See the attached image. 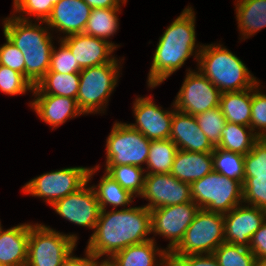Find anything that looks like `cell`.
Segmentation results:
<instances>
[{"instance_id": "obj_1", "label": "cell", "mask_w": 266, "mask_h": 266, "mask_svg": "<svg viewBox=\"0 0 266 266\" xmlns=\"http://www.w3.org/2000/svg\"><path fill=\"white\" fill-rule=\"evenodd\" d=\"M150 209L144 205L100 210L98 221L86 249L97 260L105 256L108 260L114 253L130 245L153 239Z\"/></svg>"}, {"instance_id": "obj_2", "label": "cell", "mask_w": 266, "mask_h": 266, "mask_svg": "<svg viewBox=\"0 0 266 266\" xmlns=\"http://www.w3.org/2000/svg\"><path fill=\"white\" fill-rule=\"evenodd\" d=\"M199 45L196 44L195 11L187 6L159 38L147 77L148 88L152 89L163 83L190 56L195 54L194 58L198 62L203 46Z\"/></svg>"}, {"instance_id": "obj_3", "label": "cell", "mask_w": 266, "mask_h": 266, "mask_svg": "<svg viewBox=\"0 0 266 266\" xmlns=\"http://www.w3.org/2000/svg\"><path fill=\"white\" fill-rule=\"evenodd\" d=\"M32 21L21 20L14 15L4 18L3 33L24 55L25 77L36 86L49 70L54 42L45 21H38V24ZM42 23L45 27H41Z\"/></svg>"}, {"instance_id": "obj_4", "label": "cell", "mask_w": 266, "mask_h": 266, "mask_svg": "<svg viewBox=\"0 0 266 266\" xmlns=\"http://www.w3.org/2000/svg\"><path fill=\"white\" fill-rule=\"evenodd\" d=\"M197 65L221 93L250 89L259 82L242 60L220 44L203 45Z\"/></svg>"}, {"instance_id": "obj_5", "label": "cell", "mask_w": 266, "mask_h": 266, "mask_svg": "<svg viewBox=\"0 0 266 266\" xmlns=\"http://www.w3.org/2000/svg\"><path fill=\"white\" fill-rule=\"evenodd\" d=\"M120 63L113 62L82 69L77 104L83 114L104 113L108 98L117 86ZM103 111V112H102Z\"/></svg>"}, {"instance_id": "obj_6", "label": "cell", "mask_w": 266, "mask_h": 266, "mask_svg": "<svg viewBox=\"0 0 266 266\" xmlns=\"http://www.w3.org/2000/svg\"><path fill=\"white\" fill-rule=\"evenodd\" d=\"M192 201L201 209L226 214L243 203V185L212 171L190 184Z\"/></svg>"}, {"instance_id": "obj_7", "label": "cell", "mask_w": 266, "mask_h": 266, "mask_svg": "<svg viewBox=\"0 0 266 266\" xmlns=\"http://www.w3.org/2000/svg\"><path fill=\"white\" fill-rule=\"evenodd\" d=\"M76 234H64L44 224H30L26 266H59L76 248Z\"/></svg>"}, {"instance_id": "obj_8", "label": "cell", "mask_w": 266, "mask_h": 266, "mask_svg": "<svg viewBox=\"0 0 266 266\" xmlns=\"http://www.w3.org/2000/svg\"><path fill=\"white\" fill-rule=\"evenodd\" d=\"M224 242L223 214L200 208L169 256L212 254Z\"/></svg>"}, {"instance_id": "obj_9", "label": "cell", "mask_w": 266, "mask_h": 266, "mask_svg": "<svg viewBox=\"0 0 266 266\" xmlns=\"http://www.w3.org/2000/svg\"><path fill=\"white\" fill-rule=\"evenodd\" d=\"M151 140L127 123L115 122L106 139L105 166L146 164Z\"/></svg>"}, {"instance_id": "obj_10", "label": "cell", "mask_w": 266, "mask_h": 266, "mask_svg": "<svg viewBox=\"0 0 266 266\" xmlns=\"http://www.w3.org/2000/svg\"><path fill=\"white\" fill-rule=\"evenodd\" d=\"M87 167H68L43 173L31 179L23 187L25 194L43 198L50 206L67 195L76 192L89 181Z\"/></svg>"}, {"instance_id": "obj_11", "label": "cell", "mask_w": 266, "mask_h": 266, "mask_svg": "<svg viewBox=\"0 0 266 266\" xmlns=\"http://www.w3.org/2000/svg\"><path fill=\"white\" fill-rule=\"evenodd\" d=\"M184 82L175 97V109L190 115H198L220 107V90L200 71L187 69Z\"/></svg>"}, {"instance_id": "obj_12", "label": "cell", "mask_w": 266, "mask_h": 266, "mask_svg": "<svg viewBox=\"0 0 266 266\" xmlns=\"http://www.w3.org/2000/svg\"><path fill=\"white\" fill-rule=\"evenodd\" d=\"M100 166L89 169V181L74 193L56 201L51 208L62 218L78 226L95 229L98 221L100 207L93 187H89L92 176Z\"/></svg>"}, {"instance_id": "obj_13", "label": "cell", "mask_w": 266, "mask_h": 266, "mask_svg": "<svg viewBox=\"0 0 266 266\" xmlns=\"http://www.w3.org/2000/svg\"><path fill=\"white\" fill-rule=\"evenodd\" d=\"M200 208L193 201L150 210L152 234L169 240L170 253L182 240Z\"/></svg>"}, {"instance_id": "obj_14", "label": "cell", "mask_w": 266, "mask_h": 266, "mask_svg": "<svg viewBox=\"0 0 266 266\" xmlns=\"http://www.w3.org/2000/svg\"><path fill=\"white\" fill-rule=\"evenodd\" d=\"M140 197L149 201L144 206L150 210L192 201L190 183L182 182L170 173L146 174Z\"/></svg>"}, {"instance_id": "obj_15", "label": "cell", "mask_w": 266, "mask_h": 266, "mask_svg": "<svg viewBox=\"0 0 266 266\" xmlns=\"http://www.w3.org/2000/svg\"><path fill=\"white\" fill-rule=\"evenodd\" d=\"M136 123L129 125L149 140L169 139L173 110H164L154 103L152 96L137 97L133 103Z\"/></svg>"}, {"instance_id": "obj_16", "label": "cell", "mask_w": 266, "mask_h": 266, "mask_svg": "<svg viewBox=\"0 0 266 266\" xmlns=\"http://www.w3.org/2000/svg\"><path fill=\"white\" fill-rule=\"evenodd\" d=\"M244 205L240 204L223 215L224 237L226 243L249 248L253 234L266 220V211Z\"/></svg>"}, {"instance_id": "obj_17", "label": "cell", "mask_w": 266, "mask_h": 266, "mask_svg": "<svg viewBox=\"0 0 266 266\" xmlns=\"http://www.w3.org/2000/svg\"><path fill=\"white\" fill-rule=\"evenodd\" d=\"M71 51L81 69L113 62L112 54L118 45L112 41L88 35L86 33L72 34L60 39Z\"/></svg>"}, {"instance_id": "obj_18", "label": "cell", "mask_w": 266, "mask_h": 266, "mask_svg": "<svg viewBox=\"0 0 266 266\" xmlns=\"http://www.w3.org/2000/svg\"><path fill=\"white\" fill-rule=\"evenodd\" d=\"M169 139L178 149L191 152H213L215 147L199 128L195 116L175 109Z\"/></svg>"}, {"instance_id": "obj_19", "label": "cell", "mask_w": 266, "mask_h": 266, "mask_svg": "<svg viewBox=\"0 0 266 266\" xmlns=\"http://www.w3.org/2000/svg\"><path fill=\"white\" fill-rule=\"evenodd\" d=\"M91 10L83 0H59L45 23L51 31L65 34L63 37L84 33Z\"/></svg>"}, {"instance_id": "obj_20", "label": "cell", "mask_w": 266, "mask_h": 266, "mask_svg": "<svg viewBox=\"0 0 266 266\" xmlns=\"http://www.w3.org/2000/svg\"><path fill=\"white\" fill-rule=\"evenodd\" d=\"M36 96V97H35ZM30 107L36 112L40 120L56 129L68 119L83 115L77 100L58 95H34Z\"/></svg>"}, {"instance_id": "obj_21", "label": "cell", "mask_w": 266, "mask_h": 266, "mask_svg": "<svg viewBox=\"0 0 266 266\" xmlns=\"http://www.w3.org/2000/svg\"><path fill=\"white\" fill-rule=\"evenodd\" d=\"M155 241L153 238L141 244L130 245L114 253L107 261L113 266H170L169 252L158 248Z\"/></svg>"}, {"instance_id": "obj_22", "label": "cell", "mask_w": 266, "mask_h": 266, "mask_svg": "<svg viewBox=\"0 0 266 266\" xmlns=\"http://www.w3.org/2000/svg\"><path fill=\"white\" fill-rule=\"evenodd\" d=\"M30 223L0 233V266H26Z\"/></svg>"}, {"instance_id": "obj_23", "label": "cell", "mask_w": 266, "mask_h": 266, "mask_svg": "<svg viewBox=\"0 0 266 266\" xmlns=\"http://www.w3.org/2000/svg\"><path fill=\"white\" fill-rule=\"evenodd\" d=\"M212 171V152H191L178 149L170 174L182 182L191 184Z\"/></svg>"}, {"instance_id": "obj_24", "label": "cell", "mask_w": 266, "mask_h": 266, "mask_svg": "<svg viewBox=\"0 0 266 266\" xmlns=\"http://www.w3.org/2000/svg\"><path fill=\"white\" fill-rule=\"evenodd\" d=\"M236 19L243 40L266 27V0H237Z\"/></svg>"}, {"instance_id": "obj_25", "label": "cell", "mask_w": 266, "mask_h": 266, "mask_svg": "<svg viewBox=\"0 0 266 266\" xmlns=\"http://www.w3.org/2000/svg\"><path fill=\"white\" fill-rule=\"evenodd\" d=\"M252 88L238 92H225L220 96V108L226 119L250 127Z\"/></svg>"}, {"instance_id": "obj_26", "label": "cell", "mask_w": 266, "mask_h": 266, "mask_svg": "<svg viewBox=\"0 0 266 266\" xmlns=\"http://www.w3.org/2000/svg\"><path fill=\"white\" fill-rule=\"evenodd\" d=\"M79 73L47 72L33 88V95H58L77 98L79 91Z\"/></svg>"}, {"instance_id": "obj_27", "label": "cell", "mask_w": 266, "mask_h": 266, "mask_svg": "<svg viewBox=\"0 0 266 266\" xmlns=\"http://www.w3.org/2000/svg\"><path fill=\"white\" fill-rule=\"evenodd\" d=\"M258 139L250 127L226 122L216 148L246 155Z\"/></svg>"}, {"instance_id": "obj_28", "label": "cell", "mask_w": 266, "mask_h": 266, "mask_svg": "<svg viewBox=\"0 0 266 266\" xmlns=\"http://www.w3.org/2000/svg\"><path fill=\"white\" fill-rule=\"evenodd\" d=\"M97 200L99 202L100 210H106L107 206H112L113 209L117 207H126L133 202L135 198L129 191L125 190L117 181L110 177L106 172L100 178L99 184L92 186Z\"/></svg>"}, {"instance_id": "obj_29", "label": "cell", "mask_w": 266, "mask_h": 266, "mask_svg": "<svg viewBox=\"0 0 266 266\" xmlns=\"http://www.w3.org/2000/svg\"><path fill=\"white\" fill-rule=\"evenodd\" d=\"M120 9V7L92 9L84 33L109 41L108 39L119 29L118 13H120Z\"/></svg>"}, {"instance_id": "obj_30", "label": "cell", "mask_w": 266, "mask_h": 266, "mask_svg": "<svg viewBox=\"0 0 266 266\" xmlns=\"http://www.w3.org/2000/svg\"><path fill=\"white\" fill-rule=\"evenodd\" d=\"M177 151V146L170 139L151 140L146 174L170 173Z\"/></svg>"}, {"instance_id": "obj_31", "label": "cell", "mask_w": 266, "mask_h": 266, "mask_svg": "<svg viewBox=\"0 0 266 266\" xmlns=\"http://www.w3.org/2000/svg\"><path fill=\"white\" fill-rule=\"evenodd\" d=\"M104 172L135 197H140L143 193L146 176L143 167L135 165L105 166Z\"/></svg>"}, {"instance_id": "obj_32", "label": "cell", "mask_w": 266, "mask_h": 266, "mask_svg": "<svg viewBox=\"0 0 266 266\" xmlns=\"http://www.w3.org/2000/svg\"><path fill=\"white\" fill-rule=\"evenodd\" d=\"M212 158L214 171L225 175L227 178L238 180L243 185L244 155L215 147Z\"/></svg>"}, {"instance_id": "obj_33", "label": "cell", "mask_w": 266, "mask_h": 266, "mask_svg": "<svg viewBox=\"0 0 266 266\" xmlns=\"http://www.w3.org/2000/svg\"><path fill=\"white\" fill-rule=\"evenodd\" d=\"M219 266H261L248 247L222 243L213 253Z\"/></svg>"}, {"instance_id": "obj_34", "label": "cell", "mask_w": 266, "mask_h": 266, "mask_svg": "<svg viewBox=\"0 0 266 266\" xmlns=\"http://www.w3.org/2000/svg\"><path fill=\"white\" fill-rule=\"evenodd\" d=\"M59 0H13V15L21 20L30 21V17L36 21H46L50 16L53 6ZM19 13V15H15ZM21 14V15H20ZM25 14V17H24ZM26 14L28 17H26Z\"/></svg>"}, {"instance_id": "obj_35", "label": "cell", "mask_w": 266, "mask_h": 266, "mask_svg": "<svg viewBox=\"0 0 266 266\" xmlns=\"http://www.w3.org/2000/svg\"><path fill=\"white\" fill-rule=\"evenodd\" d=\"M195 118L199 128L204 132L211 144L217 147L220 142L221 131L226 123L221 108L209 109L206 112L195 115Z\"/></svg>"}, {"instance_id": "obj_36", "label": "cell", "mask_w": 266, "mask_h": 266, "mask_svg": "<svg viewBox=\"0 0 266 266\" xmlns=\"http://www.w3.org/2000/svg\"><path fill=\"white\" fill-rule=\"evenodd\" d=\"M34 86L21 73L0 65V91L8 95H22L33 91Z\"/></svg>"}, {"instance_id": "obj_37", "label": "cell", "mask_w": 266, "mask_h": 266, "mask_svg": "<svg viewBox=\"0 0 266 266\" xmlns=\"http://www.w3.org/2000/svg\"><path fill=\"white\" fill-rule=\"evenodd\" d=\"M259 87L260 82L252 88L250 128L258 138H262L266 136V94L260 92Z\"/></svg>"}, {"instance_id": "obj_38", "label": "cell", "mask_w": 266, "mask_h": 266, "mask_svg": "<svg viewBox=\"0 0 266 266\" xmlns=\"http://www.w3.org/2000/svg\"><path fill=\"white\" fill-rule=\"evenodd\" d=\"M244 178L266 176V143L259 138L252 150L244 155Z\"/></svg>"}, {"instance_id": "obj_39", "label": "cell", "mask_w": 266, "mask_h": 266, "mask_svg": "<svg viewBox=\"0 0 266 266\" xmlns=\"http://www.w3.org/2000/svg\"><path fill=\"white\" fill-rule=\"evenodd\" d=\"M59 48L53 46L50 65L47 72H57L62 74L67 73H79L82 69L80 68L78 62L72 55L70 49L60 40Z\"/></svg>"}, {"instance_id": "obj_40", "label": "cell", "mask_w": 266, "mask_h": 266, "mask_svg": "<svg viewBox=\"0 0 266 266\" xmlns=\"http://www.w3.org/2000/svg\"><path fill=\"white\" fill-rule=\"evenodd\" d=\"M243 203L266 211V176L243 179Z\"/></svg>"}, {"instance_id": "obj_41", "label": "cell", "mask_w": 266, "mask_h": 266, "mask_svg": "<svg viewBox=\"0 0 266 266\" xmlns=\"http://www.w3.org/2000/svg\"><path fill=\"white\" fill-rule=\"evenodd\" d=\"M6 43L0 46V65L9 67L25 76V59L18 47L7 37Z\"/></svg>"}, {"instance_id": "obj_42", "label": "cell", "mask_w": 266, "mask_h": 266, "mask_svg": "<svg viewBox=\"0 0 266 266\" xmlns=\"http://www.w3.org/2000/svg\"><path fill=\"white\" fill-rule=\"evenodd\" d=\"M170 266H219L213 254L169 256Z\"/></svg>"}, {"instance_id": "obj_43", "label": "cell", "mask_w": 266, "mask_h": 266, "mask_svg": "<svg viewBox=\"0 0 266 266\" xmlns=\"http://www.w3.org/2000/svg\"><path fill=\"white\" fill-rule=\"evenodd\" d=\"M250 251L256 257L261 266L266 265V220L253 234L249 246Z\"/></svg>"}, {"instance_id": "obj_44", "label": "cell", "mask_w": 266, "mask_h": 266, "mask_svg": "<svg viewBox=\"0 0 266 266\" xmlns=\"http://www.w3.org/2000/svg\"><path fill=\"white\" fill-rule=\"evenodd\" d=\"M85 257H76L72 253L59 266H94L97 259L88 250H85Z\"/></svg>"}, {"instance_id": "obj_45", "label": "cell", "mask_w": 266, "mask_h": 266, "mask_svg": "<svg viewBox=\"0 0 266 266\" xmlns=\"http://www.w3.org/2000/svg\"><path fill=\"white\" fill-rule=\"evenodd\" d=\"M91 9L94 8H117L126 4L127 0H83ZM121 3V4H120Z\"/></svg>"}, {"instance_id": "obj_46", "label": "cell", "mask_w": 266, "mask_h": 266, "mask_svg": "<svg viewBox=\"0 0 266 266\" xmlns=\"http://www.w3.org/2000/svg\"><path fill=\"white\" fill-rule=\"evenodd\" d=\"M94 266H113L111 265L107 260H104L102 259L101 262H99L98 260L96 261L95 265Z\"/></svg>"}, {"instance_id": "obj_47", "label": "cell", "mask_w": 266, "mask_h": 266, "mask_svg": "<svg viewBox=\"0 0 266 266\" xmlns=\"http://www.w3.org/2000/svg\"><path fill=\"white\" fill-rule=\"evenodd\" d=\"M266 143V136L261 138Z\"/></svg>"}, {"instance_id": "obj_48", "label": "cell", "mask_w": 266, "mask_h": 266, "mask_svg": "<svg viewBox=\"0 0 266 266\" xmlns=\"http://www.w3.org/2000/svg\"><path fill=\"white\" fill-rule=\"evenodd\" d=\"M2 230H3V228H2V226H1V222H0V233H1Z\"/></svg>"}]
</instances>
